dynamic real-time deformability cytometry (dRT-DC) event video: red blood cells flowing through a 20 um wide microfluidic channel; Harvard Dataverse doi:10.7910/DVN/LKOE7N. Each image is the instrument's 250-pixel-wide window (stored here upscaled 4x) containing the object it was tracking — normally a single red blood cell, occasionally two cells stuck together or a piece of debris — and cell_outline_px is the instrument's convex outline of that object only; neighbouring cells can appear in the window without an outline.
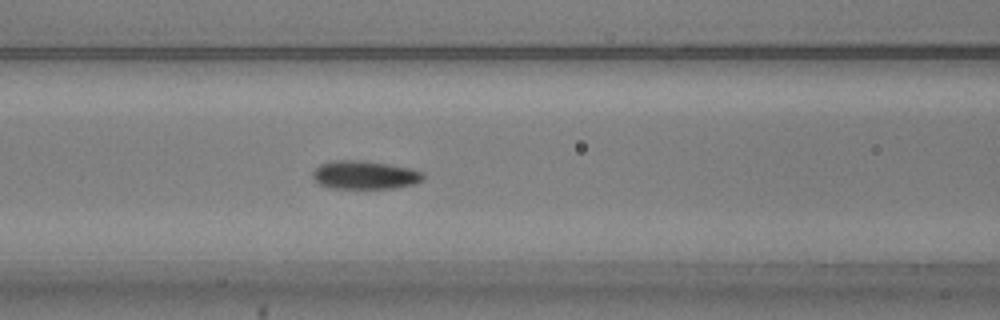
{"species": "common noctule bat (a hibernating species)", "species_latin": "Nyctalus noctula", "temperature_condition": "warm", "stored_images_in_passage": 54, "camera_frame_rate_fps": 3000, "um_per_image_px": 0.085, "animal": {"sex": "male", "body_mass_g": 20.5, "forearm_length_mm": 52.5}, "frame": {"image": 1, "passage_image": 22, "time_ms": 7.0, "image_size_px": [1000, 320], "cell_outline_px": [[424, 180], [412, 184], [392, 188], [332, 188], [320, 184], [312, 176], [312, 172], [320, 164], [332, 160], [364, 160], [388, 164], [408, 168], [424, 172]], "centroid_in_image_um": [31.0, 14.86], "position_along_channel_um": 135.6, "area_um2": 18.21}}
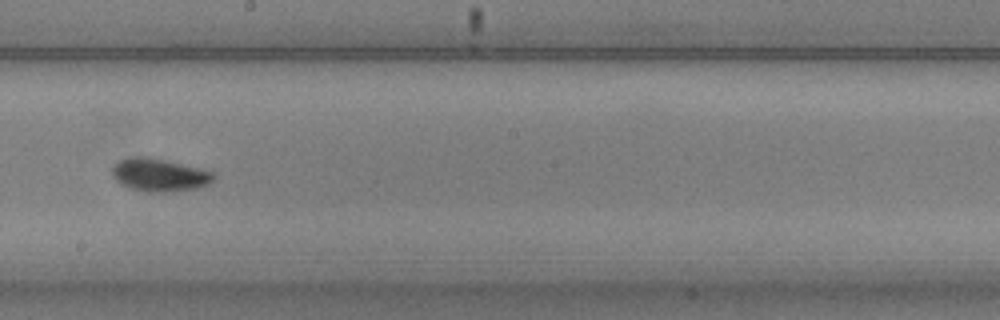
{"frame": {"image": 2, "passage_image": 30, "time_ms": 9.667, "image_size_px": [1000, 320], "cell_outline_px": [[216, 176], [208, 184], [196, 188], [164, 192], [148, 192], [128, 188], [120, 184], [112, 176], [112, 168], [120, 160], [132, 156], [148, 156], [212, 172]], "centroid_in_image_um": [13.48, 14.87], "position_along_channel_um": 234.7, "area_um2": 19.19}}
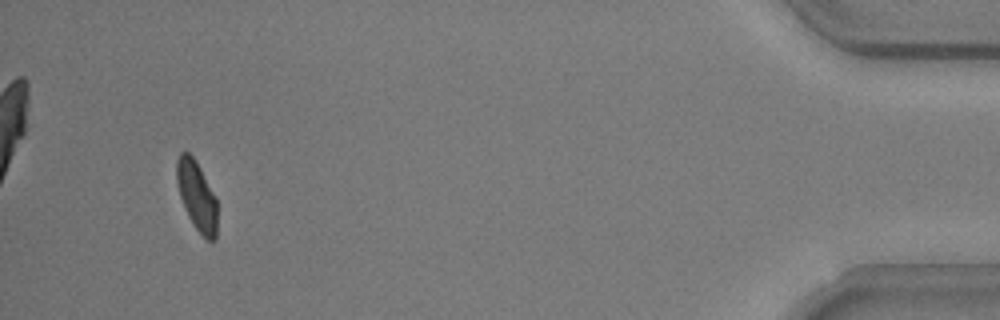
{"frame": {"image": 3, "passage_image": 51, "time_ms": 16.667, "image_size_px": [1000, 320], "cell_outline_px": [[216, 240], [208, 240], [196, 228], [188, 216], [184, 208], [176, 184], [176, 160], [180, 152], [188, 152], [196, 160], [216, 196]], "centroid_in_image_um": [16.71, 16.59], "position_along_channel_um": 418.5, "area_um2": 16.42}, "authors_computed_cell_mechanics": {"area_um2": 17.4845, "velocity_mm_per_s": 3.725, "shape_relaxation_time_tau1_ms": 2.8647, "shape_relaxation_time_tau2_ms": 0.5927, "deformation_change_tau1": 0.1347, "deformation_change_tau2": 0.0519}}